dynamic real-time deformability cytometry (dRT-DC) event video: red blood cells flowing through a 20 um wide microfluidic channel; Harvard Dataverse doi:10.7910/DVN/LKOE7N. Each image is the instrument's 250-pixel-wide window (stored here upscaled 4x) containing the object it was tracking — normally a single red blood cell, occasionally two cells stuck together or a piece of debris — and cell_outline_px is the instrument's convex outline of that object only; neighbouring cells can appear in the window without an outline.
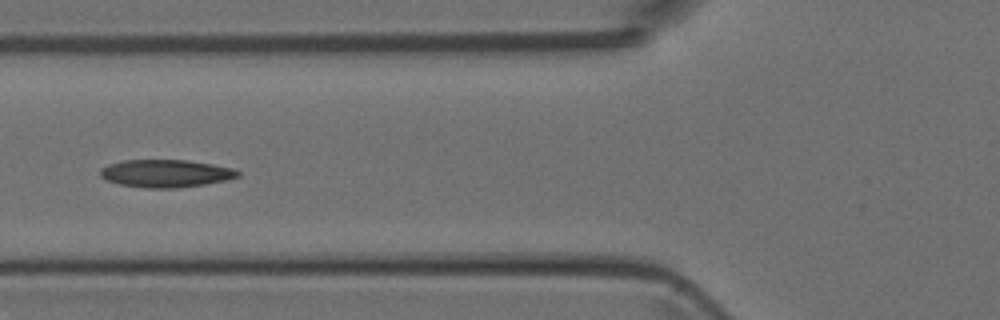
{"species": "Egyptian fruit bat (a non-hibernating species)", "species_latin": "Rousettus aegyptiacus", "temperature_condition": "room temperature", "stored_images_in_passage": 5, "camera_frame_rate_fps": 3000, "um_per_image_px": 0.085, "animal": {"sex": "female"}, "frame": {"image": 1, "passage_image": 5, "time_ms": 5.333, "image_size_px": [1000, 320], "cell_outline_px": [[240, 176], [228, 180], [204, 184], [176, 188], [144, 188], [120, 184], [108, 180], [100, 176], [100, 168], [108, 164], [124, 160], [188, 160], [212, 164], [232, 168], [240, 172]], "centroid_in_image_um": [14.09, 14.74], "position_along_channel_um": 111.7, "area_um2": 22.2}}